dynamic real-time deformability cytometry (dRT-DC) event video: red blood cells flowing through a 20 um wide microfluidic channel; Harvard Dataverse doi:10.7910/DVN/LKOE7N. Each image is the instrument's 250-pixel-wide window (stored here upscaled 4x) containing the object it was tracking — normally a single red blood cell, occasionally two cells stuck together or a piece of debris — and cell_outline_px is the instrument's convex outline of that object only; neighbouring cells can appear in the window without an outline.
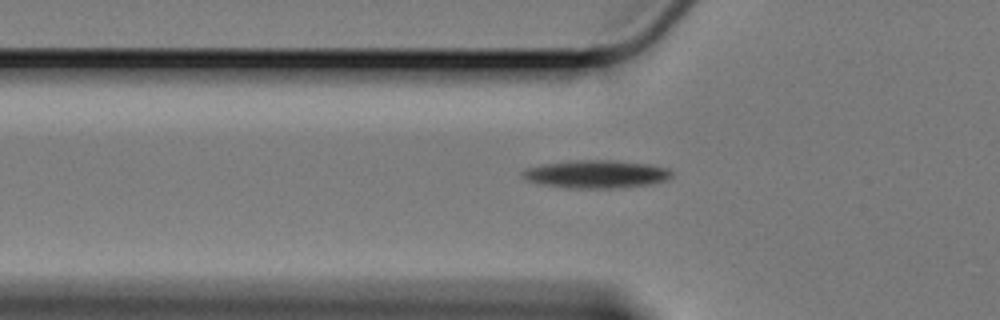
{"species": "Egyptian fruit bat (a non-hibernating species)", "species_latin": "Rousettus aegyptiacus", "temperature_condition": "cold", "stored_images_in_passage": 41, "camera_frame_rate_fps": 3000, "um_per_image_px": 0.085, "animal": {"sex": "female"}, "frame": {"image": 1, "passage_image": 7, "time_ms": 2.0, "image_size_px": [1000, 320], "cell_outline_px": [[672, 176], [664, 180], [648, 184], [616, 188], [568, 188], [540, 184], [524, 180], [520, 172], [524, 168], [544, 164], [568, 160], [616, 160], [648, 164], [668, 168], [672, 172]], "centroid_in_image_um": [50.6, 14.79], "position_along_channel_um": 75.2, "area_um2": 24.45}}
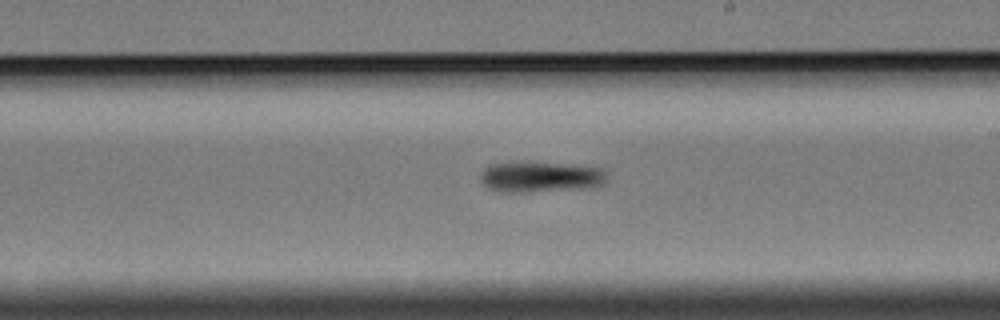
{"frame": {"image": 2, "passage_image": 22, "time_ms": 7.0, "image_size_px": [1000, 320], "cell_outline_px": [[608, 180], [604, 184], [592, 188], [524, 192], [500, 192], [488, 188], [480, 180], [480, 172], [488, 164], [520, 160], [524, 160], [604, 168]], "centroid_in_image_um": [45.92, 15.01], "position_along_channel_um": 243.1, "area_um2": 23.52}}
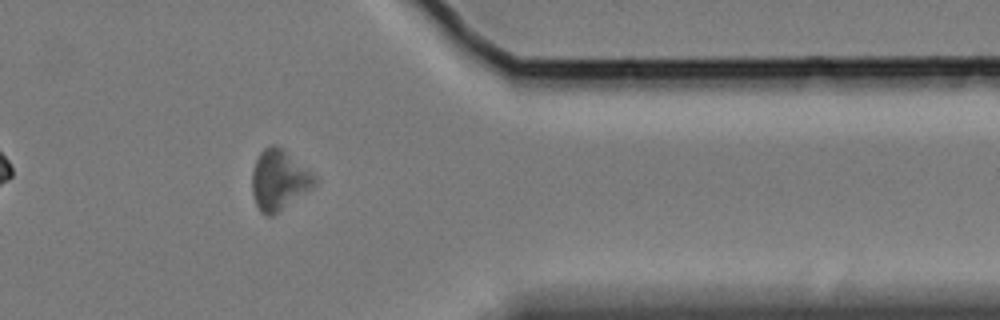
{"frame": {"image": 3, "passage_image": 36, "time_ms": 11.667, "image_size_px": [1000, 320], "cell_outline_px": [[320, 180], [316, 184], [272, 216], [264, 216], [260, 212], [256, 204], [252, 192], [252, 172], [256, 160], [260, 152], [264, 148], [272, 144], [276, 144], [284, 148], [312, 172]], "centroid_in_image_um": [23.72, 15.27], "position_along_channel_um": 387.7, "area_um2": 22.02}}